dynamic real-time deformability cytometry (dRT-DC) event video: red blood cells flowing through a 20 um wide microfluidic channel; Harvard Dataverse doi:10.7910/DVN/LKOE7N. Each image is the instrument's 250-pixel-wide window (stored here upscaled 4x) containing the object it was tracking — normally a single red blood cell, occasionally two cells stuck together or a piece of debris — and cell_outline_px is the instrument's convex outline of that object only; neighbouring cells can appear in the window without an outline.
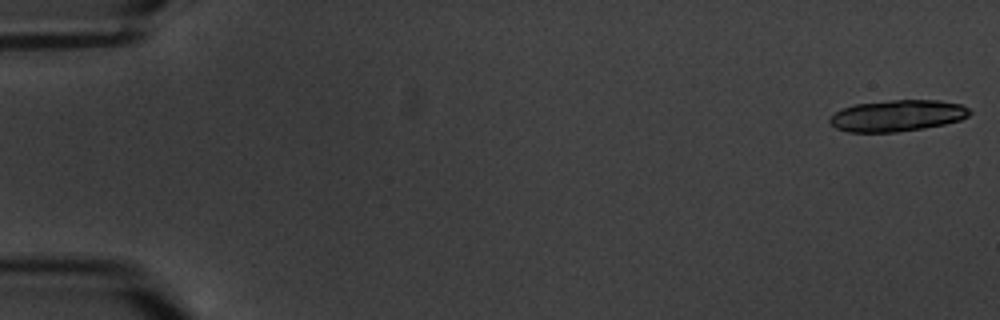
{"species": "common noctule bat (a hibernating species)", "species_latin": "Nyctalus noctula", "temperature_condition": "warm", "stored_images_in_passage": 12, "camera_frame_rate_fps": 3000, "um_per_image_px": 0.085, "animal": {"sex": "male", "body_mass_g": 20.1, "forearm_length_mm": 53.5}, "frame": {"image": 1, "passage_image": 1, "time_ms": 0.0, "image_size_px": [1000, 320], "cell_outline_px": [[972, 112], [968, 116], [960, 120], [944, 124], [924, 128], [896, 132], [848, 132], [836, 128], [828, 120], [836, 112], [844, 108], [856, 104], [888, 100], [940, 100], [960, 104], [968, 108]], "centroid_in_image_um": [76.29, 9.83], "position_along_channel_um": 8.7, "area_um2": 25.49}}
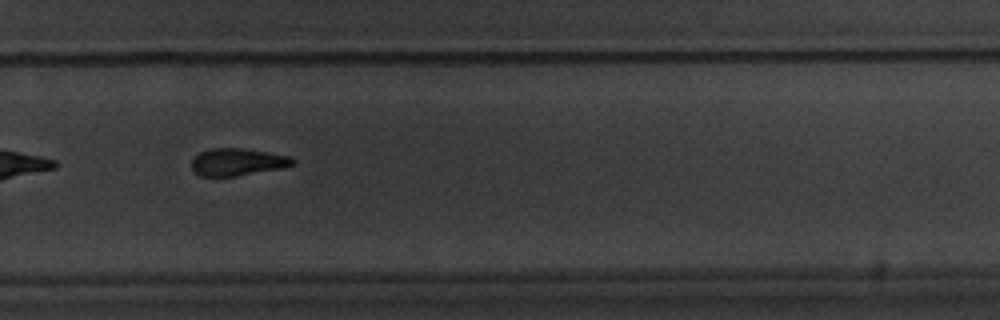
{"frame": {"image": 2, "passage_image": 12, "time_ms": 13.667, "image_size_px": [1000, 320], "cell_outline_px": [[296, 160], [292, 164], [284, 168], [236, 176], [200, 176], [192, 172], [192, 160], [200, 152], [212, 148], [240, 148], [268, 152], [288, 156]], "centroid_in_image_um": [20.17, 13.78], "position_along_channel_um": 309.6, "area_um2": 16.07}}